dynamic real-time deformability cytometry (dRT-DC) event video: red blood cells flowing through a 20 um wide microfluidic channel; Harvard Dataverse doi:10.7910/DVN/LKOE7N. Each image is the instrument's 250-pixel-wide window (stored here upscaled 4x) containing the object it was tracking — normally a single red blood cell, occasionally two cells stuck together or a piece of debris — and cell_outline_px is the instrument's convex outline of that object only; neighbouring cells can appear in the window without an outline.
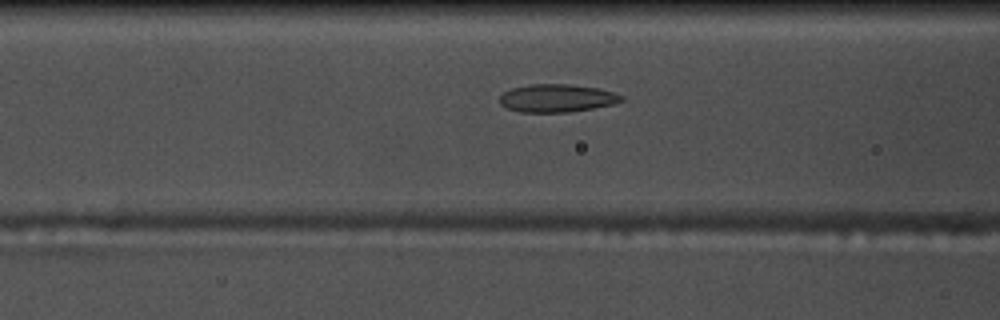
{"species": "common noctule bat (a hibernating species)", "species_latin": "Nyctalus noctula", "temperature_condition": "warm", "stored_images_in_passage": 40, "camera_frame_rate_fps": 3000, "um_per_image_px": 0.085, "animal": {"sex": "male", "body_mass_g": 17.5, "forearm_length_mm": 52.3}, "frame": {"image": 1, "passage_image": 7, "time_ms": 2.0, "image_size_px": [1000, 320], "cell_outline_px": [[624, 100], [612, 104], [592, 108], [568, 112], [520, 112], [508, 108], [500, 104], [500, 96], [504, 92], [512, 88], [532, 84], [568, 84], [600, 88], [624, 96]], "centroid_in_image_um": [47.34, 8.34], "position_along_channel_um": 119.3, "area_um2": 19.71}}
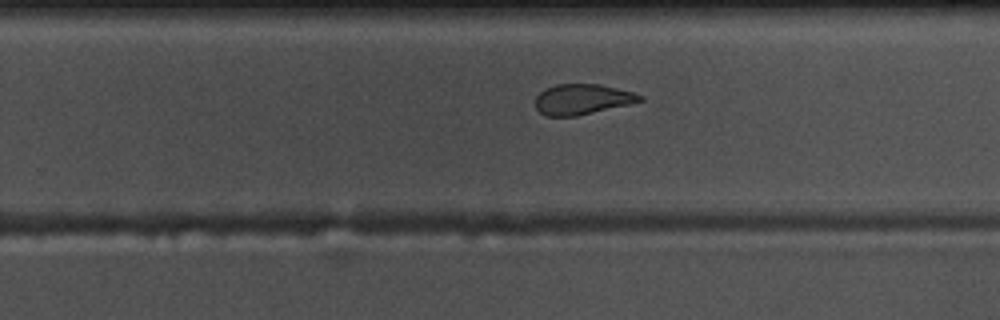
{"frame": {"image": 2, "passage_image": 20, "time_ms": 6.333, "image_size_px": [1000, 320], "cell_outline_px": [[644, 100], [632, 104], [576, 116], [544, 116], [536, 108], [536, 96], [544, 88], [556, 84], [600, 84], [632, 92], [644, 96]], "centroid_in_image_um": [49.5, 8.44], "position_along_channel_um": 280.3, "area_um2": 18.67}}
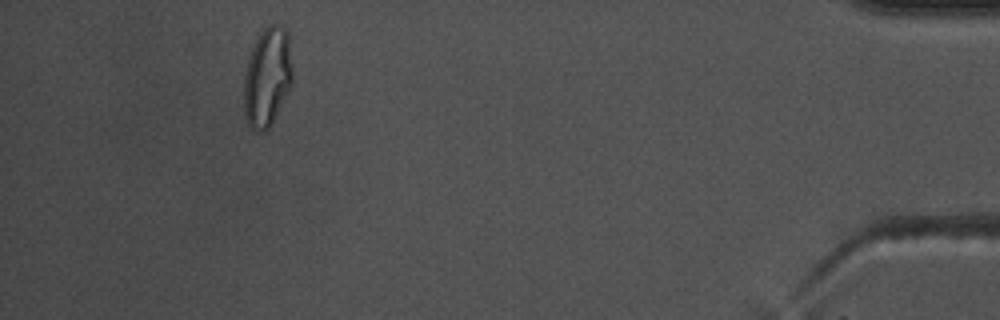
{"frame": {"image": 3, "passage_image": 36, "time_ms": 11.667, "image_size_px": [1000, 320], "cell_outline_px": [[292, 84], [272, 124], [264, 132], [256, 132], [248, 124], [244, 112], [244, 76], [248, 56], [260, 32], [268, 24], [280, 24], [288, 32], [292, 68]], "centroid_in_image_um": [22.72, 6.55], "position_along_channel_um": 412.5, "area_um2": 28.38}, "authors_computed_cell_mechanics": {"area_um2": 20.1433, "velocity_mm_per_s": 3.721, "shape_relaxation_time_tau1_ms": null, "shape_relaxation_time_tau2_ms": 1.9123, "deformation_change_tau1": null, "deformation_change_tau2": 0.0862}}